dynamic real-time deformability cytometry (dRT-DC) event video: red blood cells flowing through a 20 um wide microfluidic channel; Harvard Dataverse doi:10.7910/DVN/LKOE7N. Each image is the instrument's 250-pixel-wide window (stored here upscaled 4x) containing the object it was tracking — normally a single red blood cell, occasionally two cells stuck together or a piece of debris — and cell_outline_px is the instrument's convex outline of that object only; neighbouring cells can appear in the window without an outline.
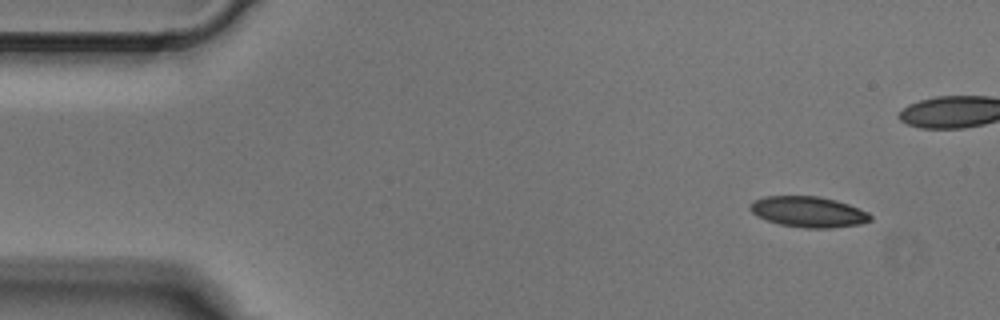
{"species": "Egyptian fruit bat (a non-hibernating species)", "species_latin": "Rousettus aegyptiacus", "temperature_condition": "cold", "stored_images_in_passage": 5, "camera_frame_rate_fps": 3000, "um_per_image_px": 0.085, "animal": {"sex": "male"}, "frame": {"image": 1, "passage_image": 1, "time_ms": 0.0, "image_size_px": [1000, 320], "cell_outline_px": [[872, 220], [860, 224], [828, 228], [804, 228], [780, 224], [756, 216], [748, 208], [748, 204], [752, 200], [764, 196], [816, 196], [836, 200], [848, 204], [868, 212], [872, 216]], "centroid_in_image_um": [68.68, 18.0], "position_along_channel_um": 16.3, "area_um2": 21.62}}
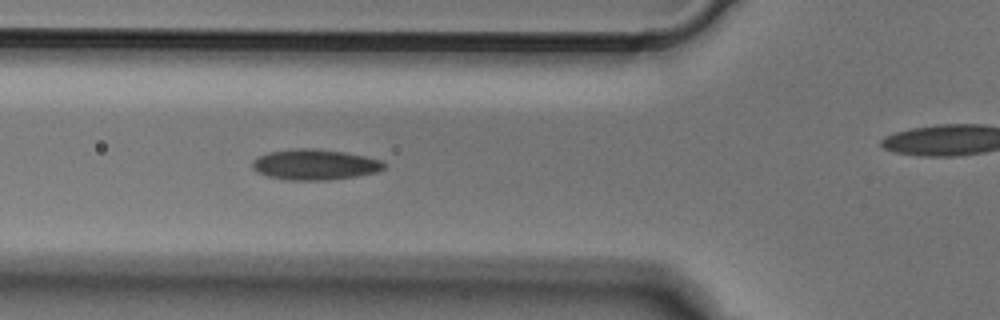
{"frame": {"image": 2, "passage_image": 4, "time_ms": 1.0, "image_size_px": [1000, 320], "cell_outline_px": [[384, 168], [376, 172], [356, 176], [328, 180], [288, 180], [268, 176], [256, 172], [252, 168], [252, 160], [256, 156], [268, 152], [292, 148], [312, 148], [344, 152], [364, 156], [380, 160], [384, 164]], "centroid_in_image_um": [26.69, 13.98], "position_along_channel_um": 99.1, "area_um2": 23.52}}